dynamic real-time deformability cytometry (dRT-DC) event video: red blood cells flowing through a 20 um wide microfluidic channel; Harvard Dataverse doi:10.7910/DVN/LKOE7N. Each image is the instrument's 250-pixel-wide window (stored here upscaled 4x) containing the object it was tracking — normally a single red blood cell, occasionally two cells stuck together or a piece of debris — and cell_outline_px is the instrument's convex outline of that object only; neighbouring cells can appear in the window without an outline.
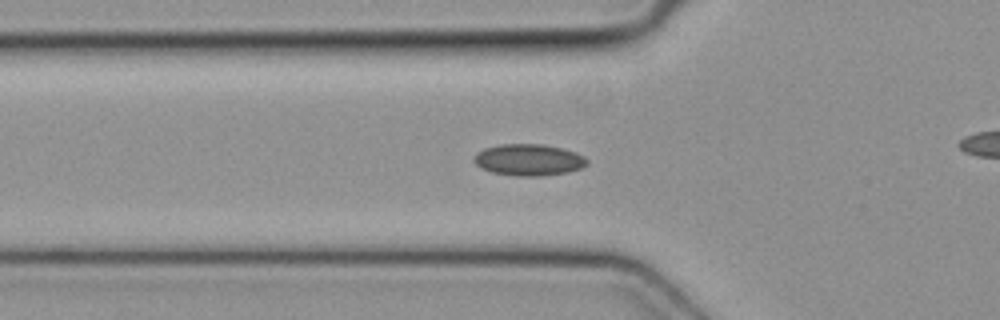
{"species": "common noctule bat (a hibernating species)", "species_latin": "Nyctalus noctula", "temperature_condition": "cold", "stored_images_in_passage": 33, "camera_frame_rate_fps": 3000, "um_per_image_px": 0.085, "animal": {"sex": "female", "body_mass_g": 19.3, "forearm_length_mm": 54.1}, "frame": {"image": 1, "passage_image": 7, "time_ms": 2.0, "image_size_px": [1000, 320], "cell_outline_px": [[588, 164], [580, 168], [568, 172], [540, 176], [516, 176], [492, 172], [480, 168], [472, 160], [476, 152], [484, 148], [500, 144], [544, 144], [576, 152], [584, 156], [588, 160]], "centroid_in_image_um": [44.92, 13.58], "position_along_channel_um": 80.9, "area_um2": 20.92}}
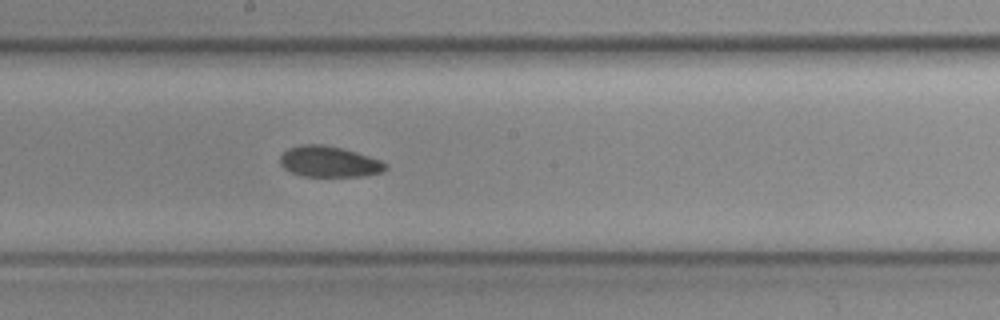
{"frame": {"image": 2, "passage_image": 17, "time_ms": 5.333, "image_size_px": [1000, 320], "cell_outline_px": [[388, 168], [380, 172], [364, 176], [304, 176], [292, 172], [284, 168], [280, 164], [280, 156], [288, 148], [300, 144], [324, 144], [356, 152], [380, 160], [388, 164]], "centroid_in_image_um": [27.96, 13.73], "position_along_channel_um": 220.2, "area_um2": 18.9}}
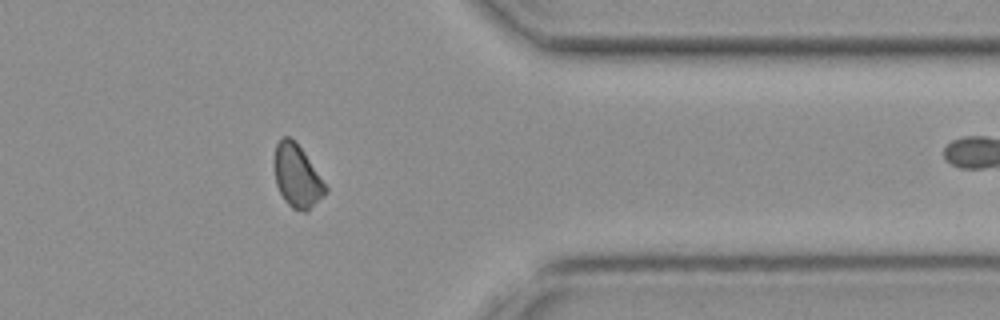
{"frame": {"image": 3, "passage_image": 30, "time_ms": 9.667, "image_size_px": [1000, 320], "cell_outline_px": [[328, 192], [324, 196], [304, 212], [292, 208], [284, 200], [276, 184], [276, 144], [284, 136], [288, 136], [304, 152], [328, 188]], "centroid_in_image_um": [25.28, 15.01], "position_along_channel_um": 386.1, "area_um2": 18.03}}